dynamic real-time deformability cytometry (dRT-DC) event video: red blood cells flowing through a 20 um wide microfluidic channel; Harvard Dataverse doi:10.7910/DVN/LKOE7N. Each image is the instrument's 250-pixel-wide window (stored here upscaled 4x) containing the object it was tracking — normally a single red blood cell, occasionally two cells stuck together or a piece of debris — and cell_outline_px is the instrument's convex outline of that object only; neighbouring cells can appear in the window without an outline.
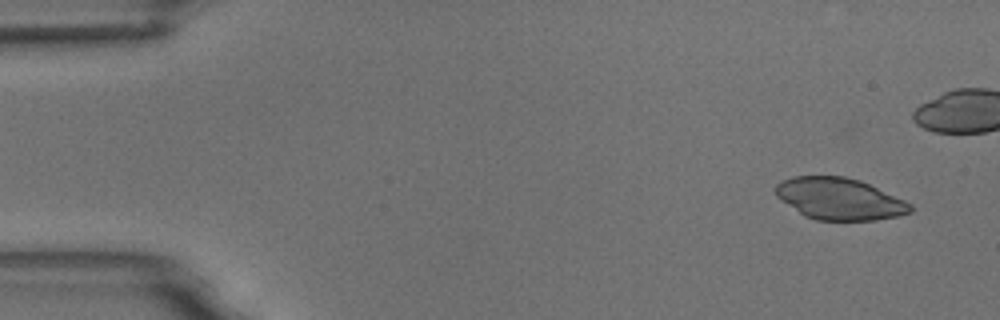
{"species": "common noctule bat (a hibernating species)", "species_latin": "Nyctalus noctula", "temperature_condition": "room temperature", "stored_images_in_passage": 5, "segment_of_instrument_passage": [2, 2], "camera_frame_rate_fps": 3000, "um_per_image_px": 0.085, "animal": {"sex": "male", "body_mass_g": 18.8}, "frame": {"image": 1, "passage_image": 5, "time_ms": 5.667, "image_size_px": [1000, 320], "cell_outline_px": [[912, 212], [900, 216], [876, 220], [816, 220], [804, 216], [780, 200], [776, 196], [776, 184], [792, 176], [844, 176], [860, 180], [904, 200], [912, 204]], "centroid_in_image_um": [71.35, 16.91], "position_along_channel_um": 13.6, "area_um2": 32.83}}